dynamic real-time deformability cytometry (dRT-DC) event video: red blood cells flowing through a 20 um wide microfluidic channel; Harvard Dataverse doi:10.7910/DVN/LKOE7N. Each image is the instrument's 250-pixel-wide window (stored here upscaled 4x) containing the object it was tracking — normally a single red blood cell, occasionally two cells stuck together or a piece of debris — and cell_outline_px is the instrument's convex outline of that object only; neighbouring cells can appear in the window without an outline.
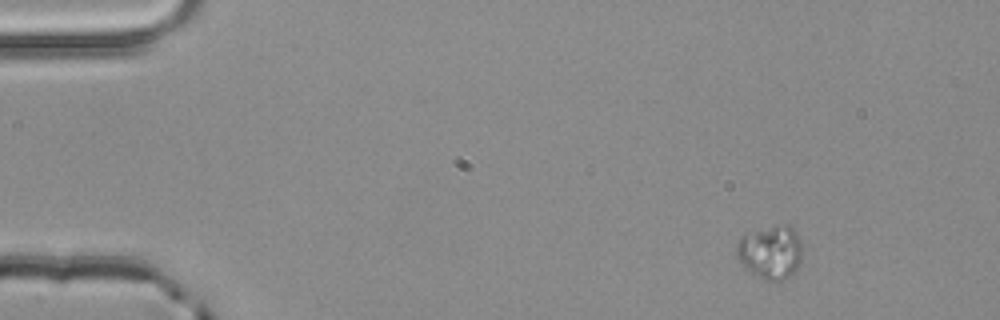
{"species": "common noctule bat (a hibernating species)", "species_latin": "Nyctalus noctula", "temperature_condition": "room temperature", "stored_images_in_passage": 4, "camera_frame_rate_fps": 3000, "um_per_image_px": 0.085, "animal": {"sex": "male", "body_mass_g": 20.4}, "frame": {"image": 1, "passage_image": 1, "time_ms": 0.0, "image_size_px": [1000, 320], "cell_outline_px": [[800, 264], [788, 276], [780, 280], [764, 280], [752, 272], [736, 256], [736, 244], [740, 236], [744, 232], [784, 224], [788, 224], [796, 232], [800, 240]], "centroid_in_image_um": [65.46, 21.38], "position_along_channel_um": 19.5, "area_um2": 20.23}}